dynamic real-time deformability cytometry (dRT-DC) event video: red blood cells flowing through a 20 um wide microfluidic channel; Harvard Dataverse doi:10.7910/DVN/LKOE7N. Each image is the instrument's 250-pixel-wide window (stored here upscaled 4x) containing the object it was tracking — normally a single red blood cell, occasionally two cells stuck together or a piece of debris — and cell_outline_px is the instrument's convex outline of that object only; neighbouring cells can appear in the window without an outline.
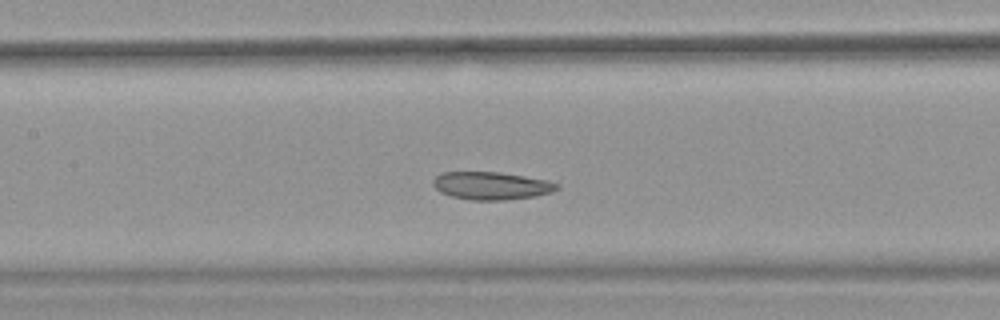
{"species": "common noctule bat (a hibernating species)", "species_latin": "Nyctalus noctula", "temperature_condition": "warm", "stored_images_in_passage": 48, "camera_frame_rate_fps": 3000, "um_per_image_px": 0.085, "animal": {"sex": "female", "body_mass_g": 18.4}, "frame": {"image": 1, "passage_image": 21, "time_ms": 6.667, "image_size_px": [1000, 320], "cell_outline_px": [[560, 188], [552, 192], [536, 196], [500, 200], [472, 200], [452, 196], [440, 192], [432, 184], [432, 180], [440, 172], [500, 172], [548, 180], [560, 184]], "centroid_in_image_um": [41.78, 15.78], "position_along_channel_um": 165.6, "area_um2": 20.11}, "authors_computed_cell_mechanics": {"area_um2": 22.1374, "velocity_mm_per_s": 3.9247, "shape_relaxation_time_tau1_ms": null, "shape_relaxation_time_tau2_ms": 7.4957, "deformation_change_tau1": null, "deformation_change_tau2": 0.1125}}